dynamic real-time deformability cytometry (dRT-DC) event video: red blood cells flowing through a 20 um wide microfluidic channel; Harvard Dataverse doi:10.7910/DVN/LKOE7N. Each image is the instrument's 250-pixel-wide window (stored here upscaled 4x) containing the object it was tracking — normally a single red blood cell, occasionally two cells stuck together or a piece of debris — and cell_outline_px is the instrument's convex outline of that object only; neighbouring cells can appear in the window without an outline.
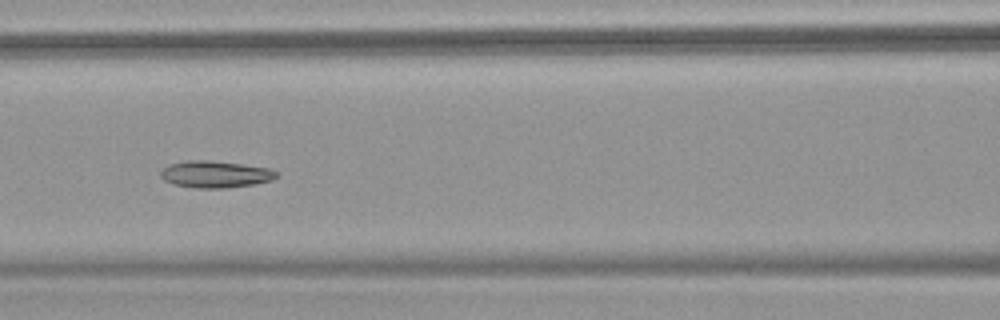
{"species": "common noctule bat (a hibernating species)", "species_latin": "Nyctalus noctula", "temperature_condition": "warm", "stored_images_in_passage": 27, "camera_frame_rate_fps": 3000, "um_per_image_px": 0.085, "animal": {"sex": "female", "body_mass_g": 18.4}, "frame": {"image": 1, "passage_image": 8, "time_ms": 2.333, "image_size_px": [1000, 320], "cell_outline_px": [[276, 176], [272, 180], [252, 184], [224, 188], [196, 188], [172, 184], [164, 180], [160, 176], [160, 172], [164, 168], [172, 164], [188, 160], [208, 160], [240, 164], [268, 168], [276, 172]], "centroid_in_image_um": [18.26, 14.82], "position_along_channel_um": 148.3, "area_um2": 17.8}, "authors_computed_cell_mechanics": {"area_um2": 17.629, "velocity_mm_per_s": 3.7944, "shape_relaxation_time_tau1_ms": 8.2274, "shape_relaxation_time_tau2_ms": 3.6795, "deformation_change_tau1": 0.1756, "deformation_change_tau2": 0.0831}}